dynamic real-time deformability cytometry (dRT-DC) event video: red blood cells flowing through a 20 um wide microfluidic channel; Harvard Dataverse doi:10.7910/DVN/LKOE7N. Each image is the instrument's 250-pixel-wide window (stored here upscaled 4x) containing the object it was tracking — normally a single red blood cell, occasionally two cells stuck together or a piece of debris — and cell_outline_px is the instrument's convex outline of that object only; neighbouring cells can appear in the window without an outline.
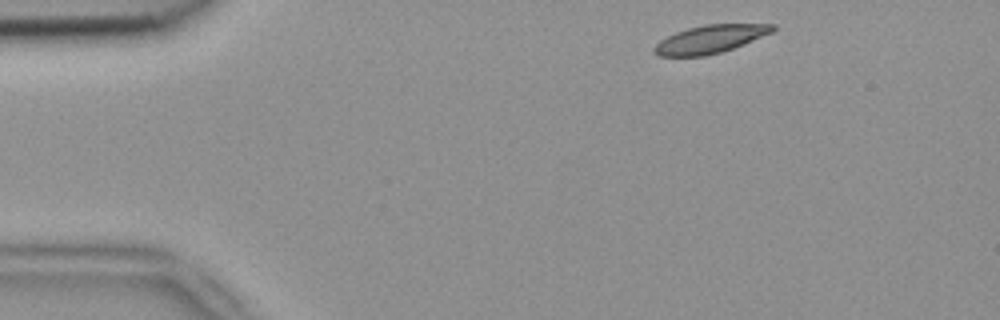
{"species": "common noctule bat (a hibernating species)", "species_latin": "Nyctalus noctula", "temperature_condition": "room temperature", "stored_images_in_passage": 3, "camera_frame_rate_fps": 3000, "um_per_image_px": 0.085, "animal": {"sex": "female", "body_mass_g": 18.4}, "frame": {"image": 1, "passage_image": 1, "time_ms": 0.0, "image_size_px": [1000, 320], "cell_outline_px": [[776, 28], [772, 32], [744, 44], [720, 52], [704, 56], [660, 56], [652, 52], [652, 48], [660, 40], [676, 32], [688, 28], [704, 24], [776, 24]], "centroid_in_image_um": [60.35, 3.32], "position_along_channel_um": 24.7, "area_um2": 19.25}}
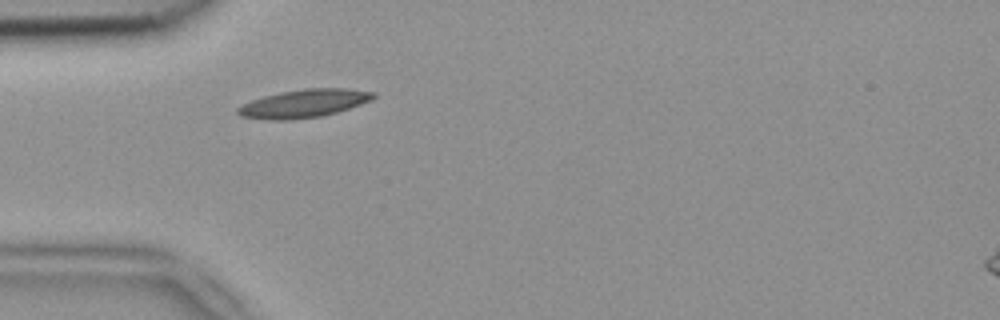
{"frame": {"image": 2, "passage_image": 3, "time_ms": 0.667, "image_size_px": [1000, 320], "cell_outline_px": [[376, 96], [372, 100], [336, 112], [320, 116], [288, 120], [268, 120], [240, 116], [236, 112], [236, 108], [252, 100], [264, 96], [280, 92], [304, 88], [348, 88], [376, 92]], "centroid_in_image_um": [25.83, 8.79], "position_along_channel_um": 59.2, "area_um2": 22.2}}